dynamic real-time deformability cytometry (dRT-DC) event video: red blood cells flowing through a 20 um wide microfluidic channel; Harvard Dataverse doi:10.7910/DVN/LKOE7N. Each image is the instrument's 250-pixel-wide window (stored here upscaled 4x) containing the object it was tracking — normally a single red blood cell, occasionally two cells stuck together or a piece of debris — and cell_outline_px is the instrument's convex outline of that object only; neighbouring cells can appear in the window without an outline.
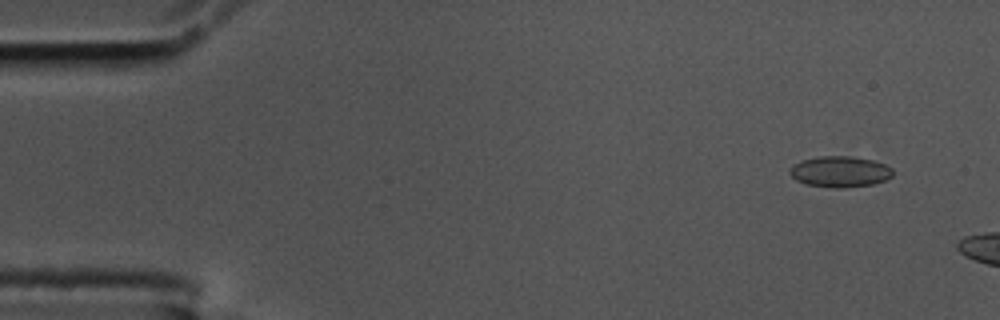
{"species": "common noctule bat (a hibernating species)", "species_latin": "Nyctalus noctula", "temperature_condition": "cold", "stored_images_in_passage": 12, "camera_frame_rate_fps": 3000, "um_per_image_px": 0.085, "animal": {"sex": "male", "body_mass_g": 17.5, "forearm_length_mm": 52.3}, "frame": {"image": 1, "passage_image": 4, "time_ms": 1.0, "image_size_px": [1000, 320], "cell_outline_px": [[892, 176], [884, 180], [872, 184], [844, 188], [832, 188], [804, 184], [796, 180], [788, 172], [788, 168], [800, 160], [820, 156], [848, 156], [872, 160], [884, 164], [892, 168]], "centroid_in_image_um": [71.34, 14.59], "position_along_channel_um": 13.7, "area_um2": 18.67}}